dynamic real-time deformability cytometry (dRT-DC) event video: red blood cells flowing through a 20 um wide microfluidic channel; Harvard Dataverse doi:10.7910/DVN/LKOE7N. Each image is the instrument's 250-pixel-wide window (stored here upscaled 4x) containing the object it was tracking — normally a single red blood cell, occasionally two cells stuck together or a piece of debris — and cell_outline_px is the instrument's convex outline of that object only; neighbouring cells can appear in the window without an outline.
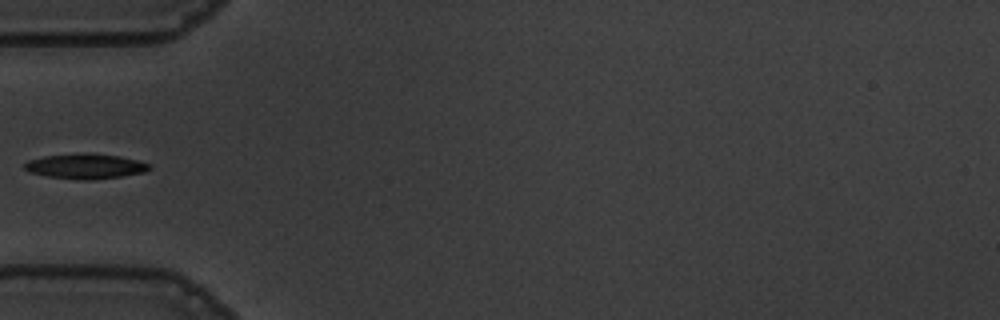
{"species": "common noctule bat (a hibernating species)", "species_latin": "Nyctalus noctula", "temperature_condition": "warm", "stored_images_in_passage": 36, "camera_frame_rate_fps": 3000, "um_per_image_px": 0.085, "animal": {"sex": "male", "body_mass_g": 19.5, "forearm_length_mm": 54.6}, "frame": {"image": 1, "passage_image": 1, "time_ms": 0.0, "image_size_px": [1000, 320], "cell_outline_px": [[152, 168], [144, 172], [120, 176], [88, 180], [80, 180], [48, 176], [28, 172], [24, 168], [24, 164], [28, 160], [44, 156], [84, 152], [120, 156], [136, 160], [148, 164]], "centroid_in_image_um": [7.22, 14.12], "position_along_channel_um": 77.8, "area_um2": 18.15}}
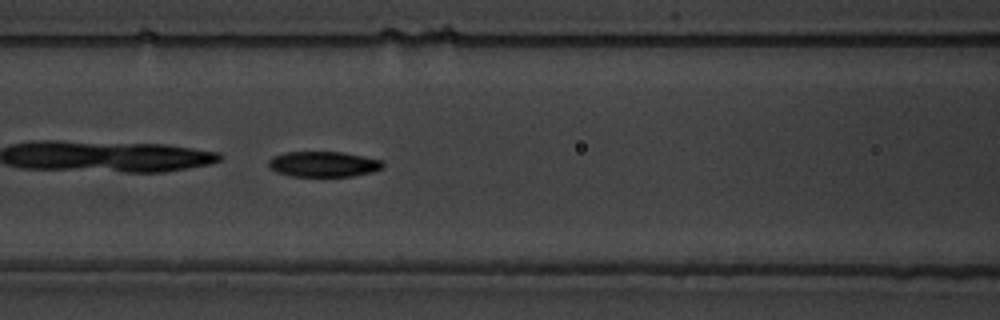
{"frame": {"image": 2, "passage_image": 6, "time_ms": 1.667, "image_size_px": [1000, 320], "cell_outline_px": [[384, 168], [372, 172], [352, 176], [292, 176], [276, 172], [268, 168], [268, 160], [272, 156], [284, 152], [340, 152], [380, 160], [384, 164]], "centroid_in_image_um": [27.44, 13.95], "position_along_channel_um": 139.2, "area_um2": 16.94}}